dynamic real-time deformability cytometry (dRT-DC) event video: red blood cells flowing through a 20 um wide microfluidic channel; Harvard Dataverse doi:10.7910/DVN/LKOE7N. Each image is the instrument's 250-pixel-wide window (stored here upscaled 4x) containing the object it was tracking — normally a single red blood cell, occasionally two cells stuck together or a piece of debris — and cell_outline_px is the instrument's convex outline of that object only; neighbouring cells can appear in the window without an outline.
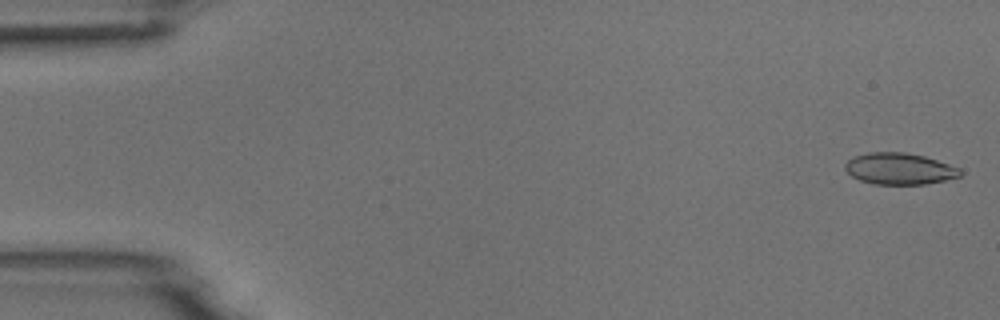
{"species": "common noctule bat (a hibernating species)", "species_latin": "Nyctalus noctula", "temperature_condition": "room temperature", "stored_images_in_passage": 54, "camera_frame_rate_fps": 3000, "um_per_image_px": 0.085, "animal": {"sex": "male", "body_mass_g": 18.8}, "frame": {"image": 1, "passage_image": 2, "time_ms": 0.333, "image_size_px": [1000, 320], "cell_outline_px": [[964, 172], [960, 176], [944, 180], [924, 184], [872, 184], [860, 180], [852, 176], [844, 168], [844, 164], [852, 156], [868, 152], [904, 152], [924, 156], [960, 168]], "centroid_in_image_um": [76.43, 14.33], "position_along_channel_um": 8.6, "area_um2": 21.15}}
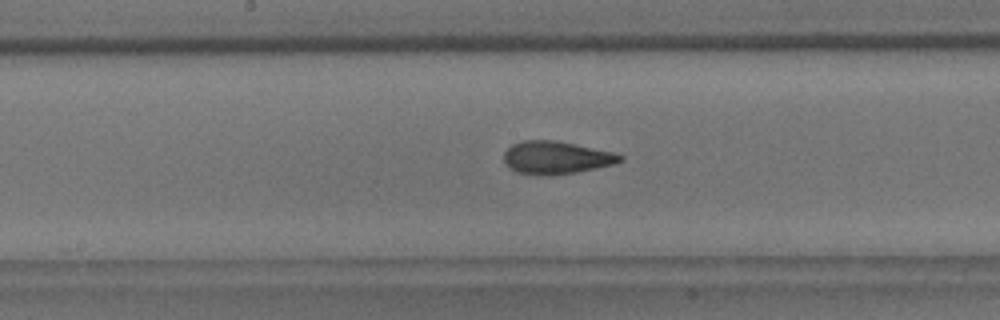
{"frame": {"image": 2, "passage_image": 28, "time_ms": 9.0, "image_size_px": [1000, 320], "cell_outline_px": [[624, 160], [616, 164], [576, 172], [540, 176], [516, 172], [504, 160], [504, 152], [512, 144], [524, 140], [552, 140], [612, 152], [624, 156]], "centroid_in_image_um": [47.28, 13.4], "position_along_channel_um": 200.9, "area_um2": 21.91}}
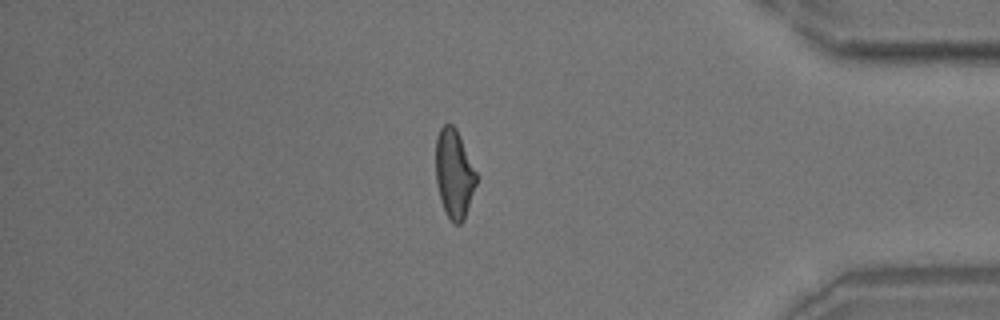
{"frame": {"image": 3, "passage_image": 46, "time_ms": 15.0, "image_size_px": [1000, 320], "cell_outline_px": [[476, 184], [464, 220], [460, 224], [452, 224], [440, 200], [436, 180], [436, 136], [440, 128], [444, 124], [452, 124], [456, 128], [460, 136], [476, 172]], "centroid_in_image_um": [38.59, 14.76], "position_along_channel_um": 396.6, "area_um2": 20.87}, "authors_computed_cell_mechanics": {"area_um2": 21.6172, "velocity_mm_per_s": 3.788, "shape_relaxation_time_tau1_ms": 6.6268, "shape_relaxation_time_tau2_ms": 1.7118, "deformation_change_tau1": 0.1894, "deformation_change_tau2": 0.0964}}